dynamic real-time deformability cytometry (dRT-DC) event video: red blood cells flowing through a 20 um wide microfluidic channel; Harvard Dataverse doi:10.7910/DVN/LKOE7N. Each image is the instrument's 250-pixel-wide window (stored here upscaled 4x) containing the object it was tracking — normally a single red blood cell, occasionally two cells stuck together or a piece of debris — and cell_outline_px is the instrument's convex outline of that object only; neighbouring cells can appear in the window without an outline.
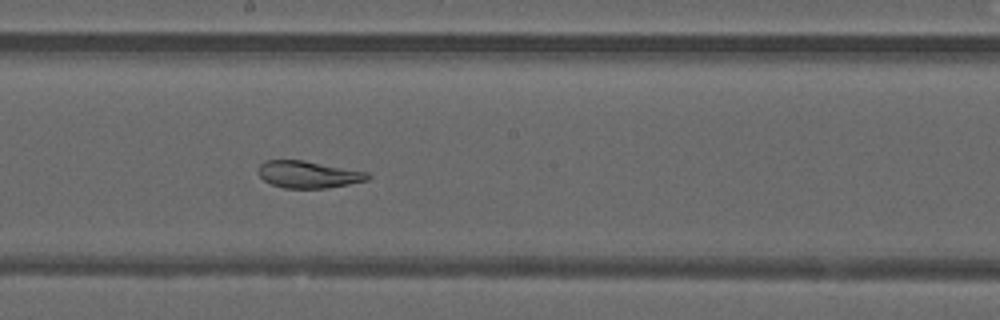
{"species": "common noctule bat (a hibernating species)", "species_latin": "Nyctalus noctula", "temperature_condition": "warm", "stored_images_in_passage": 48, "camera_frame_rate_fps": 3000, "um_per_image_px": 0.085, "animal": {"sex": "male", "forearm_length_mm": 52.5}, "frame": {"image": 1, "passage_image": 27, "time_ms": 8.667, "image_size_px": [1000, 320], "cell_outline_px": [[372, 176], [368, 180], [328, 188], [284, 188], [272, 184], [264, 180], [256, 172], [256, 168], [264, 160], [304, 160], [368, 172]], "centroid_in_image_um": [26.19, 14.82], "position_along_channel_um": 222.0, "area_um2": 17.4}}
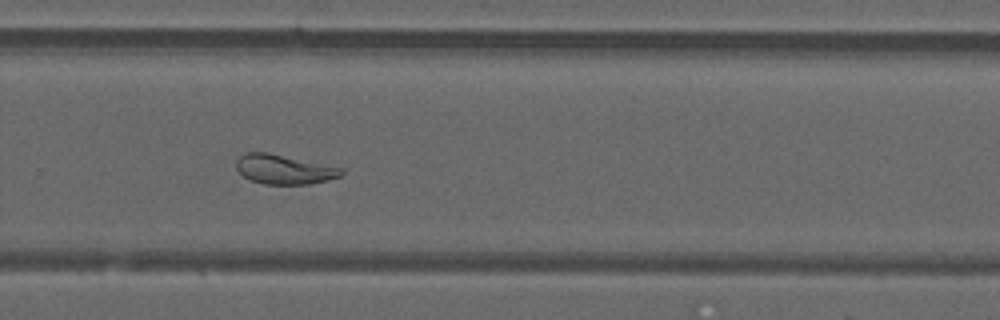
{"frame": {"image": 2, "passage_image": 33, "time_ms": 10.667, "image_size_px": [1000, 320], "cell_outline_px": [[344, 172], [340, 176], [328, 180], [308, 184], [264, 184], [252, 180], [244, 176], [236, 168], [236, 160], [244, 152], [268, 152], [344, 168]], "centroid_in_image_um": [24.15, 14.38], "position_along_channel_um": 305.6, "area_um2": 18.03}}
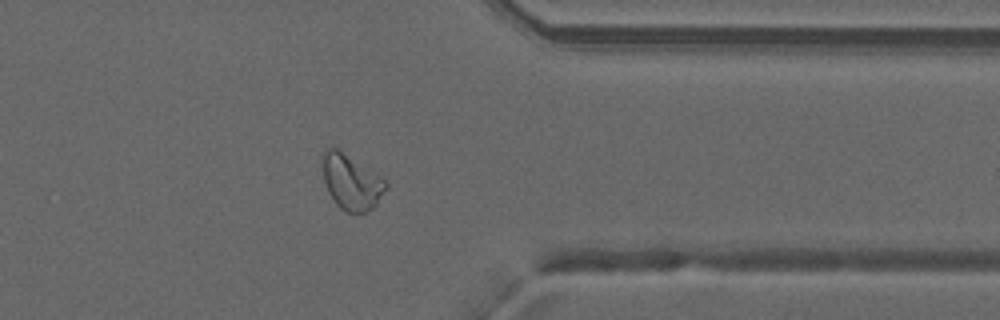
{"frame": {"image": 3, "passage_image": 39, "time_ms": 12.667, "image_size_px": [1000, 320], "cell_outline_px": [[388, 188], [376, 204], [372, 208], [364, 212], [344, 212], [336, 204], [328, 192], [324, 180], [320, 156], [328, 148], [336, 148], [380, 176], [388, 184]], "centroid_in_image_um": [29.83, 15.48], "position_along_channel_um": 381.6, "area_um2": 20.17}, "authors_computed_cell_mechanics": {"area_um2": 23.1489, "velocity_mm_per_s": 4.2141, "shape_relaxation_time_tau1_ms": null, "shape_relaxation_time_tau2_ms": 1.0098, "deformation_change_tau1": null, "deformation_change_tau2": 0.0605}}